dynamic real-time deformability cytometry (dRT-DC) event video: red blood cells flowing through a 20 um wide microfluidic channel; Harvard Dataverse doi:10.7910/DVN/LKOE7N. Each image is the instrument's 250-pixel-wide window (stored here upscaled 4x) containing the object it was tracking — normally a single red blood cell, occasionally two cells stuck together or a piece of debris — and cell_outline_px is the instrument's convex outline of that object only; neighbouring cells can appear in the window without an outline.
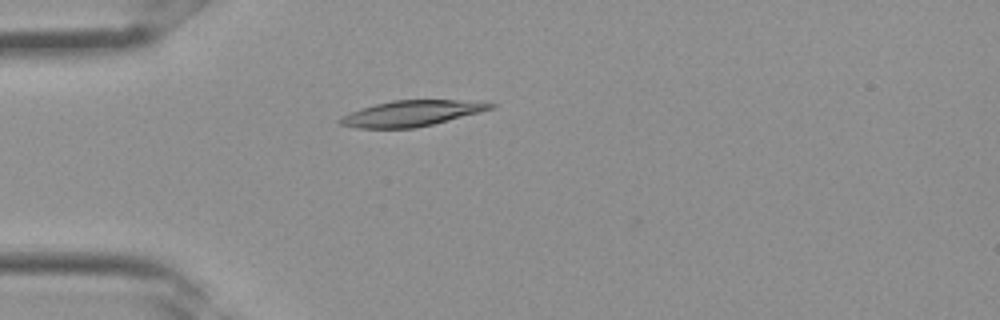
{"species": "Egyptian fruit bat (a non-hibernating species)", "species_latin": "Rousettus aegyptiacus", "temperature_condition": "room temperature", "stored_images_in_passage": 28, "camera_frame_rate_fps": 3000, "um_per_image_px": 0.085, "frame": {"image": 1, "passage_image": 3, "time_ms": 0.667, "image_size_px": [1000, 320], "cell_outline_px": [[496, 104], [492, 108], [480, 112], [416, 128], [356, 128], [340, 124], [336, 120], [360, 108], [392, 100], [484, 100]], "centroid_in_image_um": [35.02, 9.62], "position_along_channel_um": 50.0, "area_um2": 22.54}}
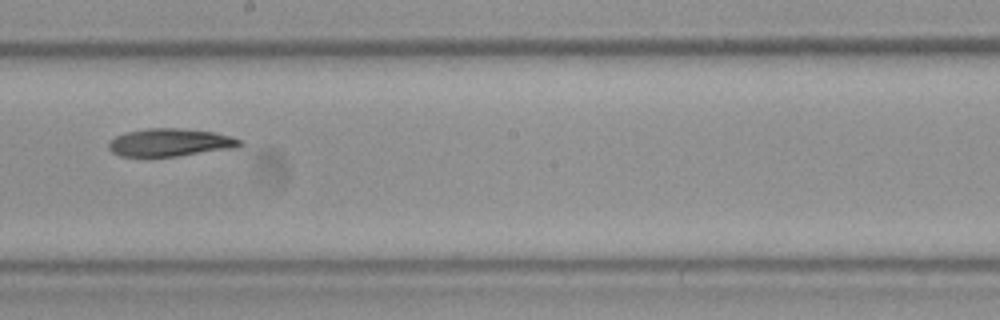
{"frame": {"image": 2, "passage_image": 13, "time_ms": 4.0, "image_size_px": [1000, 320], "cell_outline_px": [[244, 144], [236, 148], [176, 156], [120, 156], [112, 152], [108, 148], [108, 140], [124, 132], [148, 128], [180, 128], [216, 132], [232, 136], [244, 140]], "centroid_in_image_um": [14.49, 12.1], "position_along_channel_um": 233.7, "area_um2": 21.56}}
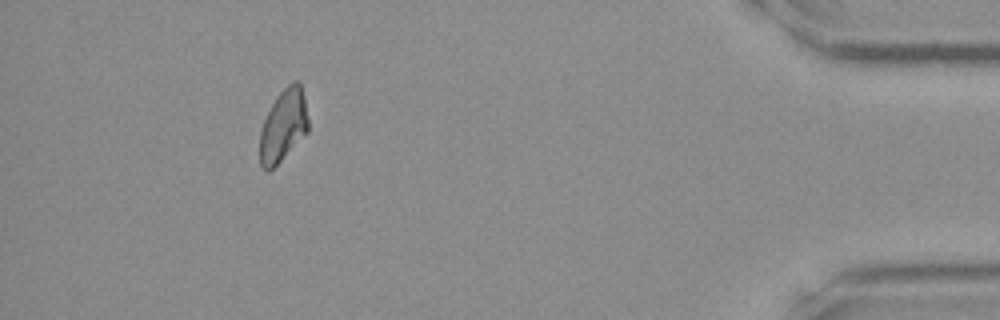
{"frame": {"image": 3, "passage_image": 25, "time_ms": 8.0, "image_size_px": [1000, 320], "cell_outline_px": [[308, 132], [268, 172], [260, 164], [260, 132], [264, 120], [276, 96], [292, 80], [300, 80], [304, 96], [308, 120]], "centroid_in_image_um": [24.09, 10.62], "position_along_channel_um": 411.1, "area_um2": 20.17}}